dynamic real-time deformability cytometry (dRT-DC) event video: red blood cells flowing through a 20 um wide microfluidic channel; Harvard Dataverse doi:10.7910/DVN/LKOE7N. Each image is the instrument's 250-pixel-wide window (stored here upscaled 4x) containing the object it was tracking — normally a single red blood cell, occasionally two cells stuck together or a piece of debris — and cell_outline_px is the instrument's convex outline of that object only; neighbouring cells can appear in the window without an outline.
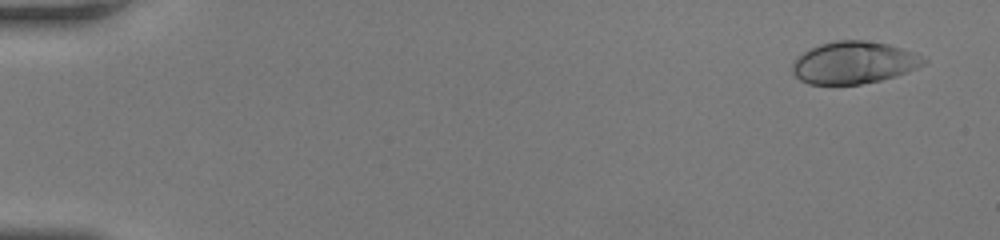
{"species": "human", "species_latin": "Homo sapiens", "temperature_condition": "room temperature", "stored_images_in_passage": 52, "camera_frame_rate_fps": 3000, "um_per_image_px": 0.085, "donor": {"sex": "female"}, "frame": {"image": 1, "passage_image": 3, "time_ms": 0.667, "image_size_px": [1000, 240], "cell_outline_px": [[928, 60], [924, 64], [916, 68], [896, 76], [880, 80], [860, 84], [808, 84], [800, 80], [792, 72], [792, 64], [796, 56], [820, 44], [836, 40], [864, 40], [888, 44], [916, 52]], "centroid_in_image_um": [72.58, 5.32], "position_along_channel_um": 12.4, "area_um2": 32.37}}
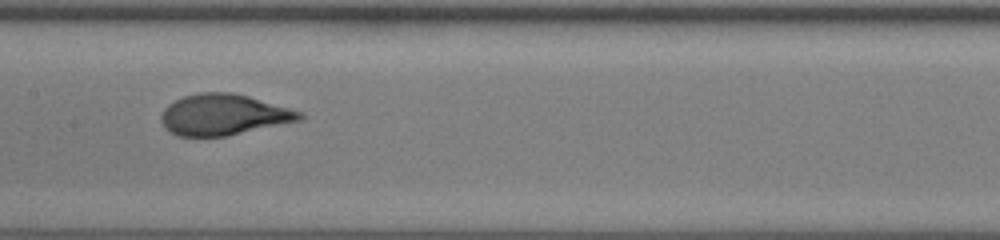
{"frame": {"image": 2, "passage_image": 28, "time_ms": 9.0, "image_size_px": [1000, 240], "cell_outline_px": [[304, 120], [228, 136], [176, 136], [164, 128], [160, 120], [160, 116], [164, 108], [168, 104], [184, 96], [200, 92], [232, 92], [248, 96], [304, 112]], "centroid_in_image_um": [19.02, 9.76], "position_along_channel_um": 188.4, "area_um2": 33.47}}
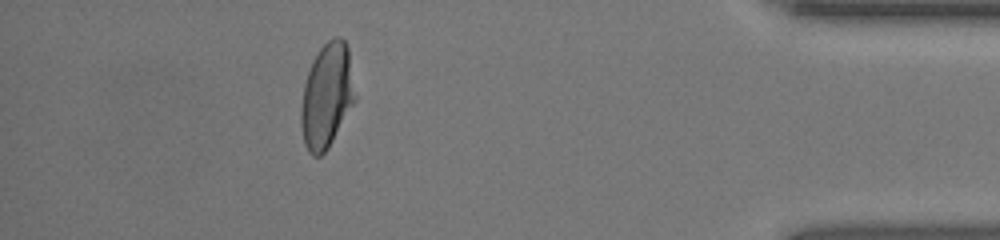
{"frame": {"image": 3, "passage_image": 47, "time_ms": 15.333, "image_size_px": [1000, 240], "cell_outline_px": [[356, 100], [328, 148], [320, 156], [312, 156], [308, 152], [304, 144], [300, 124], [300, 108], [304, 84], [312, 60], [320, 48], [328, 40], [336, 36], [340, 36], [344, 40], [348, 48], [356, 96]], "centroid_in_image_um": [27.77, 8.15], "position_along_channel_um": 407.4, "area_um2": 33.12}, "authors_computed_cell_mechanics": {"area_um2": 32.9749, "velocity_mm_per_s": 4.1284, "shape_relaxation_time_tau1_ms": 5.1475, "shape_relaxation_time_tau2_ms": null, "deformation_change_tau1": 0.2204, "deformation_change_tau2": null}}